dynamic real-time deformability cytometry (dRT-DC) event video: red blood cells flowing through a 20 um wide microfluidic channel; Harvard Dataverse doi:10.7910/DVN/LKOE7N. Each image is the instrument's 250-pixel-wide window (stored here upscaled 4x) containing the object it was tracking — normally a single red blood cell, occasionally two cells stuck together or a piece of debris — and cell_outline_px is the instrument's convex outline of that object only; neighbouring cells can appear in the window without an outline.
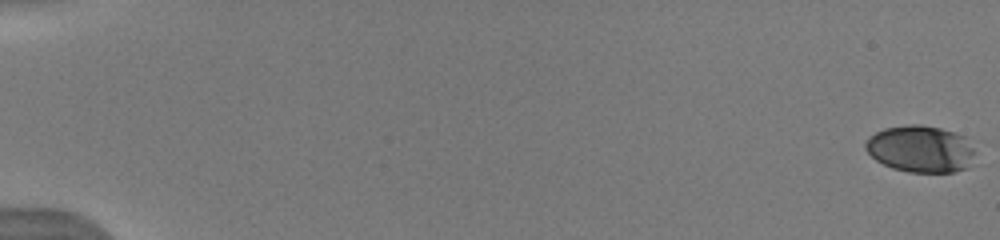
{"species": "human", "species_latin": "Homo sapiens", "temperature_condition": "warm", "stored_images_in_passage": 58, "camera_frame_rate_fps": 3000, "um_per_image_px": 0.085, "donor": {"sex": "male"}, "frame": {"image": 1, "passage_image": 1, "time_ms": 0.0, "image_size_px": [1000, 240], "cell_outline_px": [[972, 152], [968, 168], [952, 172], [908, 172], [892, 168], [876, 160], [864, 148], [864, 144], [868, 136], [884, 128], [908, 124], [920, 124], [940, 128], [964, 136], [972, 148]], "centroid_in_image_um": [78.18, 12.65], "position_along_channel_um": 6.8, "area_um2": 29.71}}
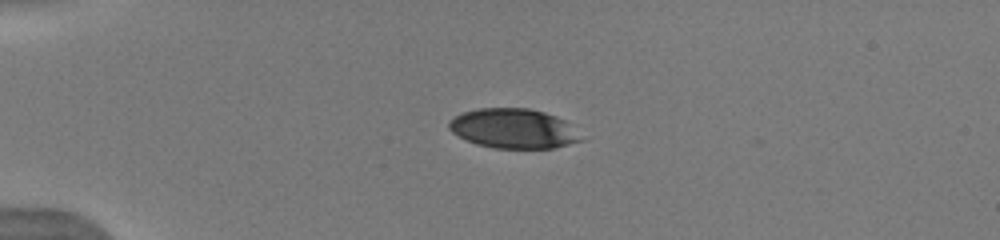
{"frame": {"image": 2, "passage_image": 19, "time_ms": 4.667, "image_size_px": [1000, 240], "cell_outline_px": [[584, 140], [552, 148], [492, 148], [476, 144], [452, 132], [448, 128], [448, 120], [464, 112], [480, 108], [528, 108], [544, 112], [556, 116], [564, 120]], "centroid_in_image_um": [43.62, 10.92], "position_along_channel_um": 41.4, "area_um2": 30.23}}
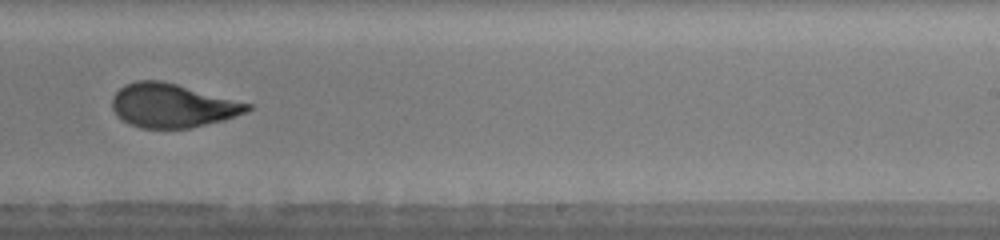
{"frame": {"image": 3, "passage_image": 43, "time_ms": 11.667, "image_size_px": [1000, 240], "cell_outline_px": [[252, 108], [236, 116], [224, 120], [188, 128], [140, 128], [128, 124], [112, 108], [112, 96], [124, 84], [136, 80], [164, 80], [252, 104]], "centroid_in_image_um": [14.64, 8.95], "position_along_channel_um": 274.4, "area_um2": 34.56}, "authors_computed_cell_mechanics": {"area_um2": 33.9864, "velocity_mm_per_s": 3.987, "shape_relaxation_time_tau1_ms": 6.6334, "shape_relaxation_time_tau2_ms": 0.9365, "deformation_change_tau1": 0.2254, "deformation_change_tau2": 0.0644}}